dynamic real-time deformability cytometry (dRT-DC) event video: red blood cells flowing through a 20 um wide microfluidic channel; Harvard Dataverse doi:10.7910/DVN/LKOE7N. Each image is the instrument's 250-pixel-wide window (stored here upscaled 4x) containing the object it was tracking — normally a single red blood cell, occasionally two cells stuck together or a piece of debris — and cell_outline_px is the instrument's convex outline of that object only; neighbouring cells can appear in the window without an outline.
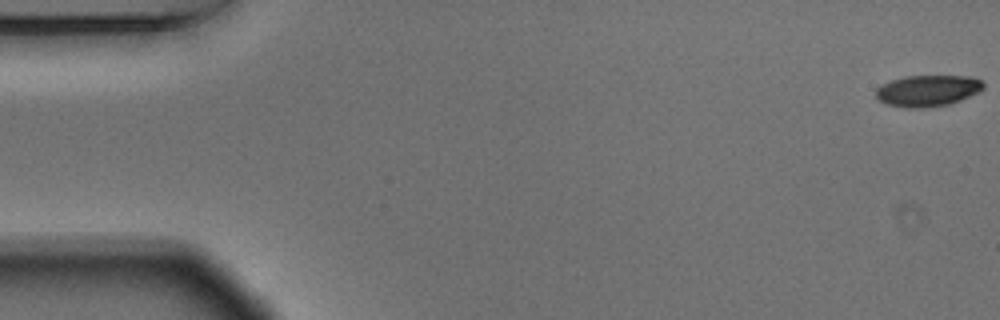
{"species": "Egyptian fruit bat (a non-hibernating species)", "species_latin": "Rousettus aegyptiacus", "temperature_condition": "warm", "stored_images_in_passage": 55, "camera_frame_rate_fps": 3000, "um_per_image_px": 0.085, "animal": {"sex": "male"}, "frame": {"image": 1, "passage_image": 1, "time_ms": 0.0, "image_size_px": [1000, 320], "cell_outline_px": [[984, 88], [980, 92], [960, 100], [948, 104], [924, 108], [908, 108], [884, 104], [876, 100], [876, 88], [880, 84], [904, 76], [972, 76], [980, 80], [984, 84]], "centroid_in_image_um": [78.82, 7.71], "position_along_channel_um": 6.2, "area_um2": 19.88}}
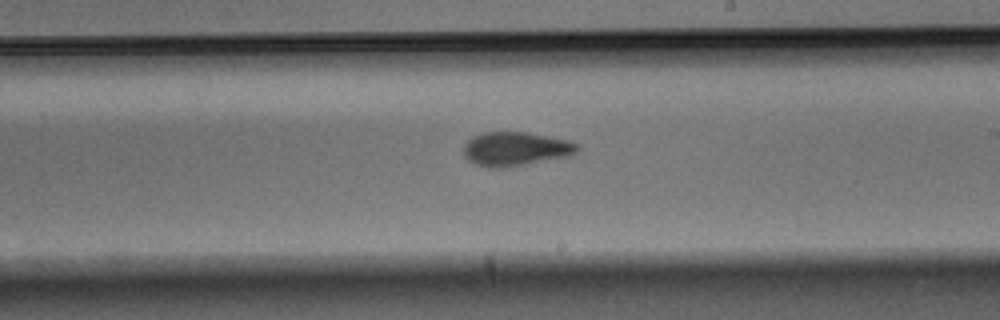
{"frame": {"image": 2, "passage_image": 32, "time_ms": 10.333, "image_size_px": [1000, 320], "cell_outline_px": [[580, 148], [572, 156], [508, 168], [492, 168], [476, 164], [468, 160], [464, 156], [464, 144], [472, 136], [484, 132], [528, 132], [568, 140], [580, 144]], "centroid_in_image_um": [43.86, 12.67], "position_along_channel_um": 245.1, "area_um2": 22.95}}
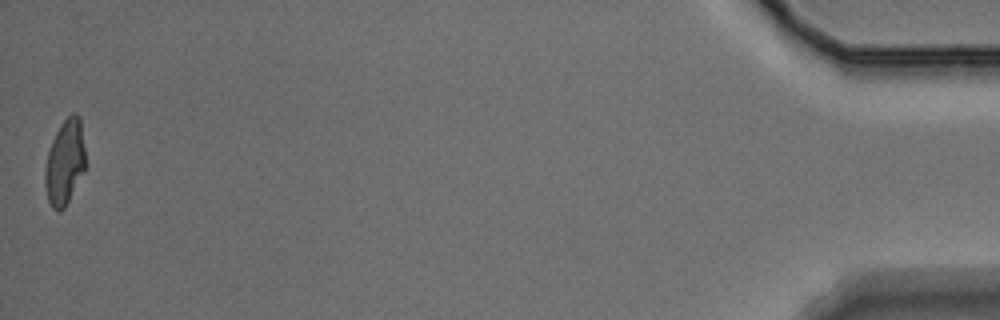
{"frame": {"image": 3, "passage_image": 55, "time_ms": 18.0, "image_size_px": [1000, 320], "cell_outline_px": [[84, 172], [64, 208], [60, 212], [52, 208], [48, 200], [44, 184], [44, 172], [48, 152], [52, 140], [60, 124], [72, 112], [76, 112], [80, 116], [84, 148]], "centroid_in_image_um": [5.5, 13.79], "position_along_channel_um": 429.7, "area_um2": 20.0}, "authors_computed_cell_mechanics": {"area_um2": 21.1548, "velocity_mm_per_s": 3.6808, "shape_relaxation_time_tau1_ms": 4.2451, "shape_relaxation_time_tau2_ms": 2.1485, "deformation_change_tau1": 0.1826, "deformation_change_tau2": 0.0915}}